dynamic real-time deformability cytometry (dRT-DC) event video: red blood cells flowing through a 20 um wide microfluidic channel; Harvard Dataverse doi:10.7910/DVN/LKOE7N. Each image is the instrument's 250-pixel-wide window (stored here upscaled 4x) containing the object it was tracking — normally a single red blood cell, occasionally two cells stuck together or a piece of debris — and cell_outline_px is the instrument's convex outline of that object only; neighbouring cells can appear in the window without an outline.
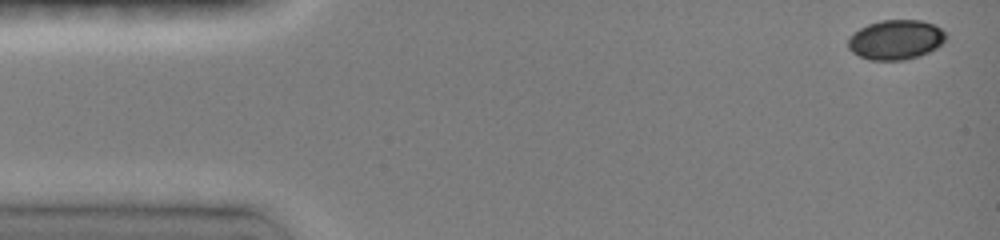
{"species": "common noctule bat (a hibernating species)", "species_latin": "Nyctalus noctula", "temperature_condition": "room temperature", "stored_images_in_passage": 11, "camera_frame_rate_fps": 3000, "um_per_image_px": 0.085, "animal": {"sex": "female", "body_mass_g": 19.0, "forearm_length_mm": 51.5}, "frame": {"image": 1, "passage_image": 1, "time_ms": 0.0, "image_size_px": [1000, 240], "cell_outline_px": [[948, 36], [936, 48], [920, 56], [904, 60], [868, 60], [852, 52], [848, 48], [848, 40], [860, 28], [868, 24], [880, 20], [920, 20], [932, 24], [940, 28]], "centroid_in_image_um": [76.14, 3.38], "position_along_channel_um": 8.9, "area_um2": 22.48}}
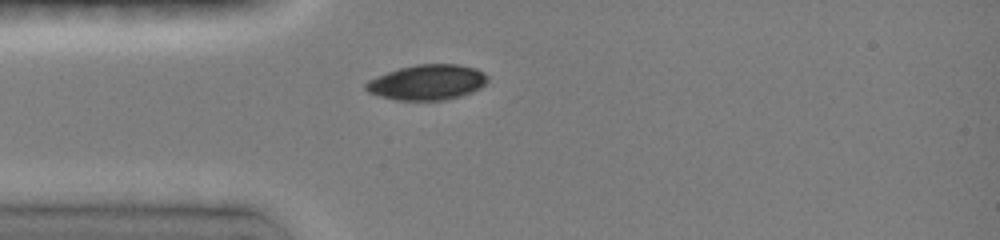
{"frame": {"image": 2, "passage_image": 9, "time_ms": 3.667, "image_size_px": [1000, 240], "cell_outline_px": [[488, 80], [480, 88], [472, 92], [460, 96], [444, 100], [396, 100], [380, 96], [368, 92], [364, 88], [364, 84], [368, 80], [376, 76], [400, 68], [416, 64], [456, 64], [476, 68], [484, 72], [488, 76]], "centroid_in_image_um": [36.31, 6.99], "position_along_channel_um": 48.7, "area_um2": 25.09}}